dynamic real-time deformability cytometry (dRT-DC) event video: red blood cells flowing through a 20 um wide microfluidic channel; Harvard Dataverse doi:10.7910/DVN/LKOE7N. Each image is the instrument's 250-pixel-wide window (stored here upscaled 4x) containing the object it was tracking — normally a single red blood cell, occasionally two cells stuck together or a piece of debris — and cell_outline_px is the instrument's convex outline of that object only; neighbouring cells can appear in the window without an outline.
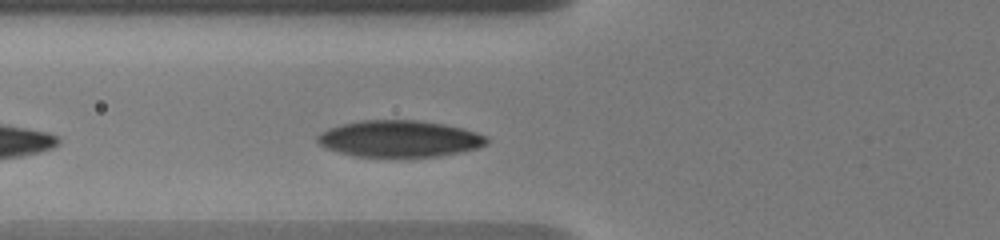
{"species": "human", "species_latin": "Homo sapiens", "temperature_condition": "warm", "stored_images_in_passage": 46, "camera_frame_rate_fps": 3000, "um_per_image_px": 0.085, "donor": {"sex": "male"}, "frame": {"image": 1, "passage_image": 7, "time_ms": 2.667, "image_size_px": [1000, 240], "cell_outline_px": [[488, 144], [476, 148], [436, 156], [356, 156], [324, 148], [316, 140], [316, 136], [320, 132], [328, 128], [360, 120], [420, 120], [444, 124], [464, 128], [488, 136]], "centroid_in_image_um": [33.94, 11.77], "position_along_channel_um": 91.9, "area_um2": 35.89}}
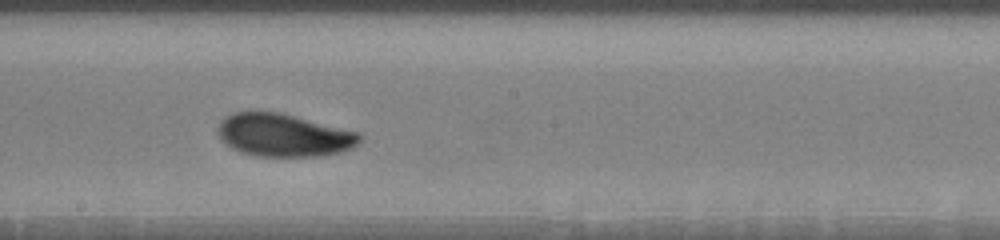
{"frame": {"image": 2, "passage_image": 19, "time_ms": 6.333, "image_size_px": [1000, 240], "cell_outline_px": [[364, 136], [352, 148], [340, 152], [320, 156], [252, 156], [240, 152], [224, 144], [220, 140], [216, 132], [216, 128], [220, 120], [224, 116], [232, 112], [256, 108], [276, 112], [360, 132]], "centroid_in_image_um": [24.01, 11.46], "position_along_channel_um": 224.2, "area_um2": 36.24}}
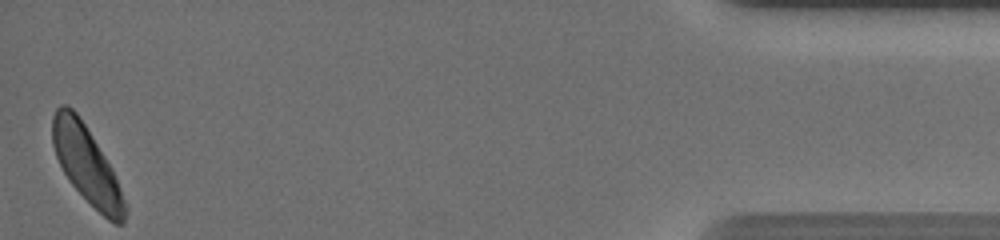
{"frame": {"image": 3, "passage_image": 46, "time_ms": 14.0, "image_size_px": [1000, 240], "cell_outline_px": [[128, 208], [124, 224], [116, 224], [108, 220], [68, 180], [56, 156], [52, 144], [52, 116], [56, 108], [60, 104], [68, 104], [76, 112], [92, 136], [112, 168]], "centroid_in_image_um": [7.37, 13.99], "position_along_channel_um": 427.8, "area_um2": 32.14}, "authors_computed_cell_mechanics": {"area_um2": 34.3043, "velocity_mm_per_s": 3.6037, "shape_relaxation_time_tau1_ms": 2.8631, "shape_relaxation_time_tau2_ms": 7.8927, "deformation_change_tau1": 0.1164, "deformation_change_tau2": 0.1242}}